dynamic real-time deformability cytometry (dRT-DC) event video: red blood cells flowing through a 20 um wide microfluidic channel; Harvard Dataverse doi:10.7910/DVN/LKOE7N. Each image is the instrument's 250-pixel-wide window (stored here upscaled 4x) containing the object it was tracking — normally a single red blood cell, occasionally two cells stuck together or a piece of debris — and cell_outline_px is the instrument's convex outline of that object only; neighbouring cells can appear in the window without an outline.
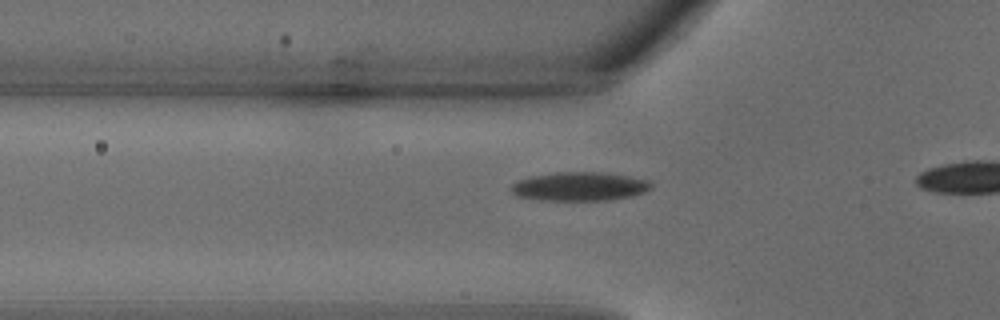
{"species": "common noctule bat (a hibernating species)", "species_latin": "Nyctalus noctula", "temperature_condition": "warm", "stored_images_in_passage": 4, "camera_frame_rate_fps": 3000, "um_per_image_px": 0.085, "animal": {"sex": "male", "body_mass_g": 18.8}, "frame": {"image": 1, "passage_image": 2, "time_ms": 0.333, "image_size_px": [1000, 320], "cell_outline_px": [[652, 188], [644, 192], [632, 196], [608, 200], [540, 200], [516, 196], [512, 192], [512, 184], [516, 180], [532, 176], [556, 172], [600, 172], [628, 176], [648, 180], [652, 184]], "centroid_in_image_um": [49.26, 15.85], "position_along_channel_um": 76.5, "area_um2": 23.47}}